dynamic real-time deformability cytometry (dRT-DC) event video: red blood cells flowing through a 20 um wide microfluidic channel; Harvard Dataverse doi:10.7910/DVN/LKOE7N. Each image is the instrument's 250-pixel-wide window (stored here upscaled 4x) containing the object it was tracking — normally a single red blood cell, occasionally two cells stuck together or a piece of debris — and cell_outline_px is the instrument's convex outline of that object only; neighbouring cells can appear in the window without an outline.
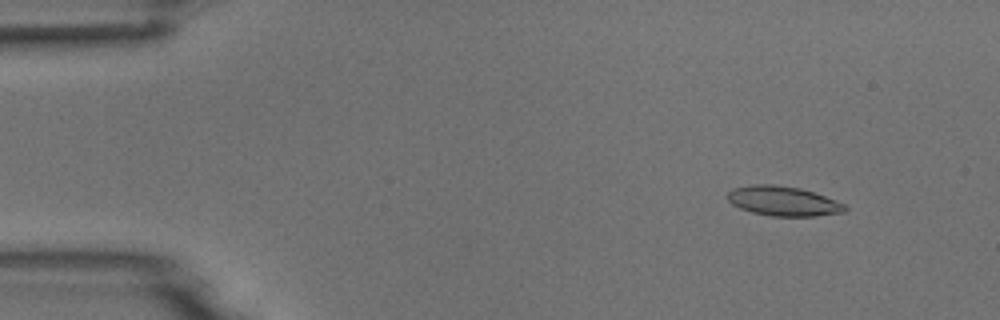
{"species": "common noctule bat (a hibernating species)", "species_latin": "Nyctalus noctula", "temperature_condition": "room temperature", "stored_images_in_passage": 4, "camera_frame_rate_fps": 3000, "um_per_image_px": 0.085, "animal": {"sex": "male", "body_mass_g": 18.8}, "frame": {"image": 1, "passage_image": 2, "time_ms": 1.333, "image_size_px": [1000, 320], "cell_outline_px": [[848, 208], [844, 212], [816, 216], [772, 216], [752, 212], [740, 208], [732, 204], [728, 200], [728, 192], [732, 188], [752, 184], [772, 184], [800, 188], [824, 196], [844, 204]], "centroid_in_image_um": [66.55, 17.09], "position_along_channel_um": 18.5, "area_um2": 20.17}}
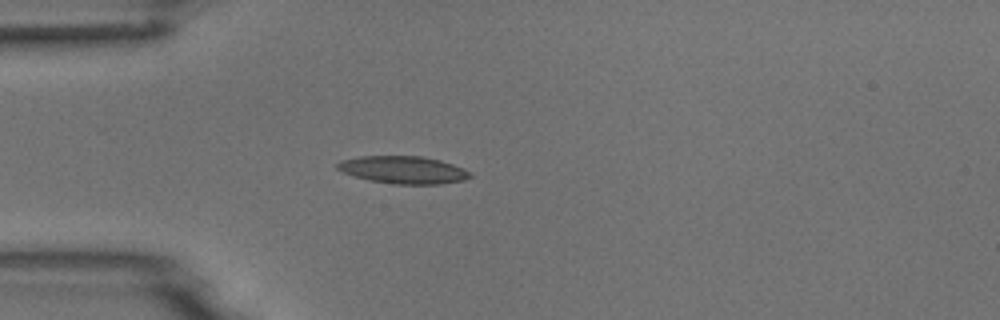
{"frame": {"image": 2, "passage_image": 4, "time_ms": 4.333, "image_size_px": [1000, 320], "cell_outline_px": [[472, 176], [464, 180], [440, 184], [392, 184], [368, 180], [344, 172], [336, 168], [336, 164], [340, 160], [360, 156], [420, 156], [440, 160], [464, 168]], "centroid_in_image_um": [34.27, 14.44], "position_along_channel_um": 50.7, "area_um2": 21.21}}